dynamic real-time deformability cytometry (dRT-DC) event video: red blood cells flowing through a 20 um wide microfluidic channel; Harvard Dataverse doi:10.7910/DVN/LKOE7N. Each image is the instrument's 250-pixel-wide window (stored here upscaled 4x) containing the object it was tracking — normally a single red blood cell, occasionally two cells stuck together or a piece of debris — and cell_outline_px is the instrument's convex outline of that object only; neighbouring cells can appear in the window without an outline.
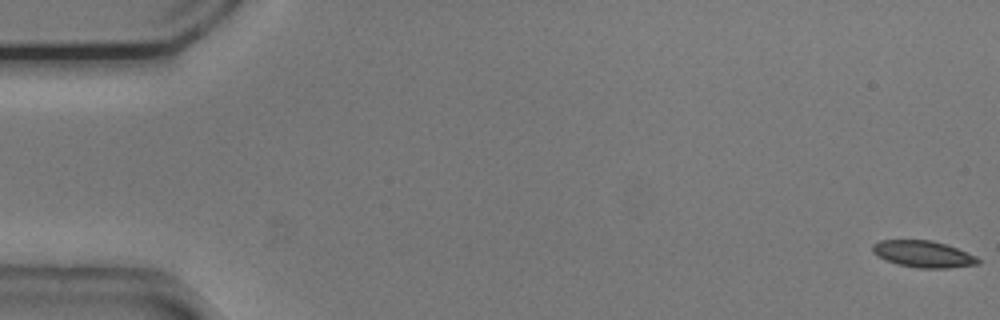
{"species": "common noctule bat (a hibernating species)", "species_latin": "Nyctalus noctula", "temperature_condition": "cold", "stored_images_in_passage": 54, "camera_frame_rate_fps": 3000, "um_per_image_px": 0.085, "animal": {"sex": "male", "body_mass_g": 20.5, "forearm_length_mm": 52.5}, "frame": {"image": 1, "passage_image": 1, "time_ms": 0.0, "image_size_px": [1000, 320], "cell_outline_px": [[980, 264], [948, 268], [920, 268], [896, 264], [872, 252], [872, 244], [880, 240], [932, 240], [956, 248], [976, 256], [980, 260]], "centroid_in_image_um": [78.48, 21.59], "position_along_channel_um": 6.5, "area_um2": 16.24}}
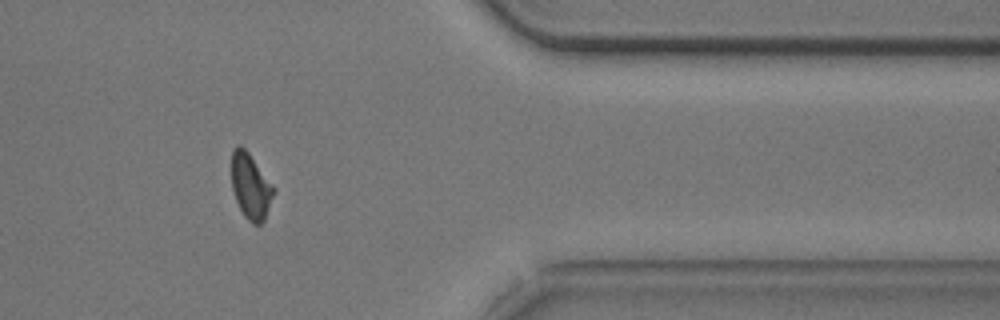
{"frame": {"image": 2, "passage_image": 45, "time_ms": 14.667, "image_size_px": [1000, 320], "cell_outline_px": [[276, 188], [264, 220], [260, 224], [252, 224], [244, 216], [236, 200], [232, 188], [232, 148], [236, 144], [240, 144], [248, 152]], "centroid_in_image_um": [21.3, 15.81], "position_along_channel_um": 390.1, "area_um2": 16.07}}
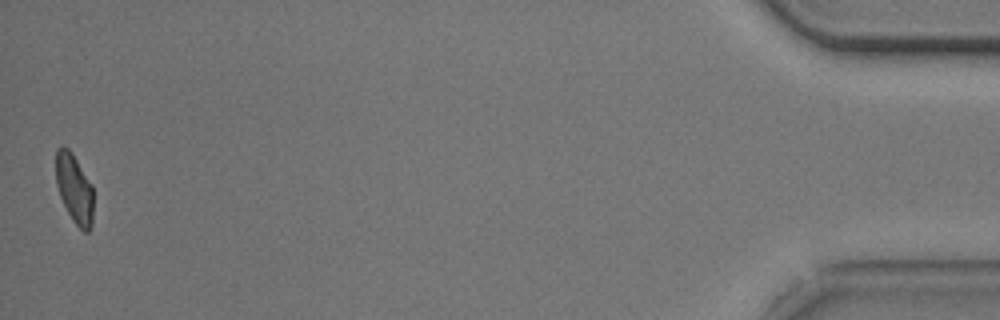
{"frame": {"image": 3, "passage_image": 54, "time_ms": 17.667, "image_size_px": [1000, 320], "cell_outline_px": [[92, 228], [88, 232], [84, 232], [72, 220], [60, 196], [56, 184], [56, 148], [68, 148], [72, 152], [92, 184]], "centroid_in_image_um": [6.32, 16.04], "position_along_channel_um": 428.9, "area_um2": 15.03}, "authors_computed_cell_mechanics": {"area_um2": 16.8776, "velocity_mm_per_s": 3.7446, "shape_relaxation_time_tau1_ms": 4.7822, "shape_relaxation_time_tau2_ms": 2.4721, "deformation_change_tau1": 0.1352, "deformation_change_tau2": 0.0864}}